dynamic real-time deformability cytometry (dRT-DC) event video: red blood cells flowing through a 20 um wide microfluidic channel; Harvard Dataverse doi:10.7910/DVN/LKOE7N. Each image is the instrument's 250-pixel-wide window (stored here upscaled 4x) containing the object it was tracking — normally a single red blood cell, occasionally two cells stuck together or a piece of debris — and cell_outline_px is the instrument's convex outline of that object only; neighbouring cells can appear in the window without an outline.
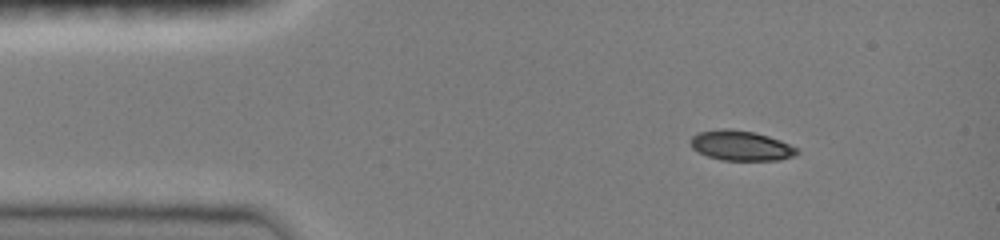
{"species": "common noctule bat (a hibernating species)", "species_latin": "Nyctalus noctula", "temperature_condition": "room temperature", "stored_images_in_passage": 42, "camera_frame_rate_fps": 3000, "um_per_image_px": 0.085, "animal": {"sex": "female", "body_mass_g": 19.0, "forearm_length_mm": 51.5}, "frame": {"image": 1, "passage_image": 1, "time_ms": 0.0, "image_size_px": [1000, 240], "cell_outline_px": [[800, 152], [792, 156], [780, 160], [720, 160], [708, 156], [692, 148], [688, 140], [696, 132], [720, 128], [728, 128], [756, 132], [780, 140], [800, 148]], "centroid_in_image_um": [62.97, 12.36], "position_along_channel_um": 22.0, "area_um2": 18.9}}
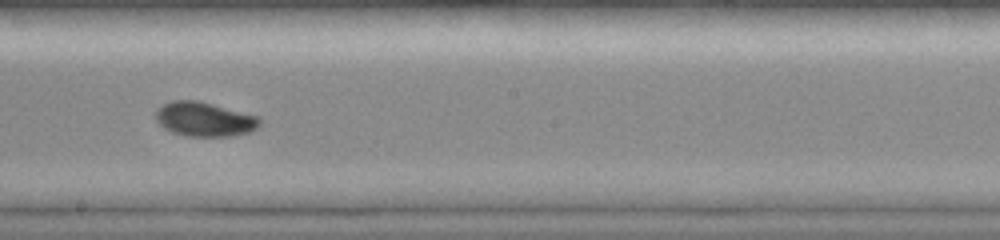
{"frame": {"image": 2, "passage_image": 21, "time_ms": 6.667, "image_size_px": [1000, 240], "cell_outline_px": [[260, 124], [256, 128], [248, 132], [232, 136], [184, 136], [172, 132], [164, 128], [156, 120], [156, 108], [172, 100], [196, 100], [260, 116]], "centroid_in_image_um": [17.37, 10.13], "position_along_channel_um": 230.8, "area_um2": 20.81}}
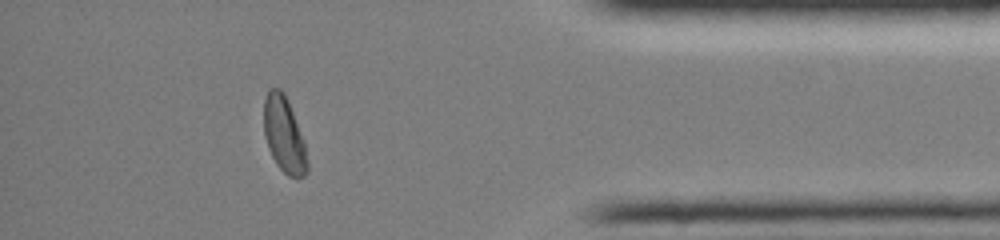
{"frame": {"image": 3, "passage_image": 36, "time_ms": 11.667, "image_size_px": [1000, 240], "cell_outline_px": [[308, 172], [304, 176], [288, 176], [276, 164], [268, 148], [264, 136], [264, 100], [268, 88], [280, 88], [284, 92], [288, 100], [304, 140], [308, 164]], "centroid_in_image_um": [24.14, 11.43], "position_along_channel_um": 411.1, "area_um2": 19.25}, "authors_computed_cell_mechanics": {"area_um2": 19.9699, "velocity_mm_per_s": 4.0567, "shape_relaxation_time_tau1_ms": 3.2934, "shape_relaxation_time_tau2_ms": 4.6425, "deformation_change_tau1": 0.1456, "deformation_change_tau2": 0.0504}}